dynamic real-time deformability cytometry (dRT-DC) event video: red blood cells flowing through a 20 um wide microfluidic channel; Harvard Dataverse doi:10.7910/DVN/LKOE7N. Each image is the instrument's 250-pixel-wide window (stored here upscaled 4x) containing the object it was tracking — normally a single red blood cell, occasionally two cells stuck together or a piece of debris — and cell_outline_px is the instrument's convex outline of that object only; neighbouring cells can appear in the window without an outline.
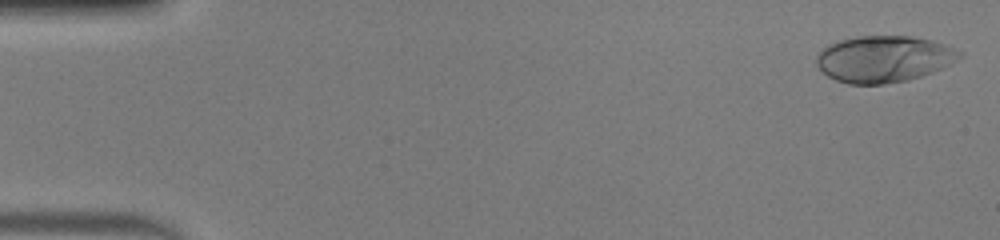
{"species": "human", "species_latin": "Homo sapiens", "temperature_condition": "warm", "stored_images_in_passage": 50, "camera_frame_rate_fps": 3000, "um_per_image_px": 0.085, "donor": {"sex": "male"}, "frame": {"image": 1, "passage_image": 1, "time_ms": 0.0, "image_size_px": [1000, 240], "cell_outline_px": [[964, 56], [932, 72], [908, 80], [884, 84], [848, 84], [836, 80], [828, 76], [816, 64], [816, 56], [828, 44], [840, 40], [856, 36], [912, 36], [932, 40], [956, 48], [964, 52]], "centroid_in_image_um": [75.14, 5.0], "position_along_channel_um": 9.9, "area_um2": 38.78}}
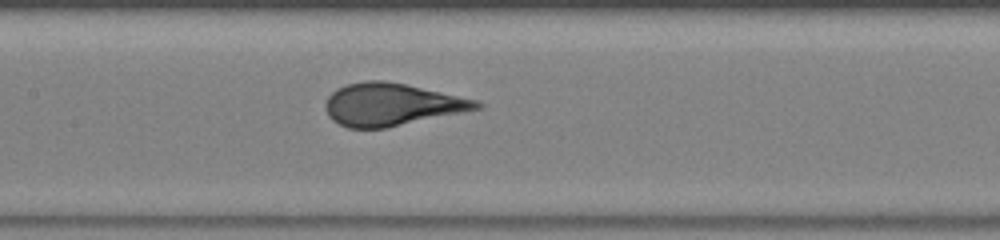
{"frame": {"image": 2, "passage_image": 24, "time_ms": 7.667, "image_size_px": [1000, 240], "cell_outline_px": [[484, 108], [384, 128], [348, 128], [332, 120], [328, 116], [324, 108], [324, 104], [328, 96], [336, 88], [348, 84], [364, 80], [384, 80], [404, 84], [476, 100], [484, 104]], "centroid_in_image_um": [33.25, 8.88], "position_along_channel_um": 174.2, "area_um2": 37.22}}
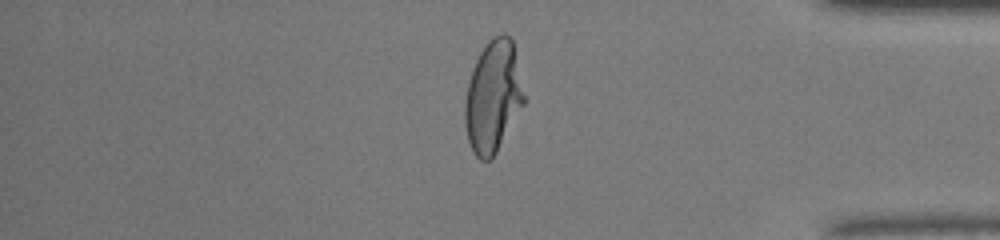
{"frame": {"image": 3, "passage_image": 42, "time_ms": 13.667, "image_size_px": [1000, 240], "cell_outline_px": [[528, 100], [492, 160], [480, 160], [472, 152], [468, 140], [464, 120], [464, 104], [468, 80], [472, 68], [480, 52], [488, 40], [492, 36], [500, 32], [504, 32], [512, 40]], "centroid_in_image_um": [41.94, 8.22], "position_along_channel_um": 393.3, "area_um2": 39.59}, "authors_computed_cell_mechanics": {"area_um2": 37.4833, "velocity_mm_per_s": 4.0751, "shape_relaxation_time_tau1_ms": 5.3836, "shape_relaxation_time_tau2_ms": null, "deformation_change_tau1": 0.2646, "deformation_change_tau2": null}}